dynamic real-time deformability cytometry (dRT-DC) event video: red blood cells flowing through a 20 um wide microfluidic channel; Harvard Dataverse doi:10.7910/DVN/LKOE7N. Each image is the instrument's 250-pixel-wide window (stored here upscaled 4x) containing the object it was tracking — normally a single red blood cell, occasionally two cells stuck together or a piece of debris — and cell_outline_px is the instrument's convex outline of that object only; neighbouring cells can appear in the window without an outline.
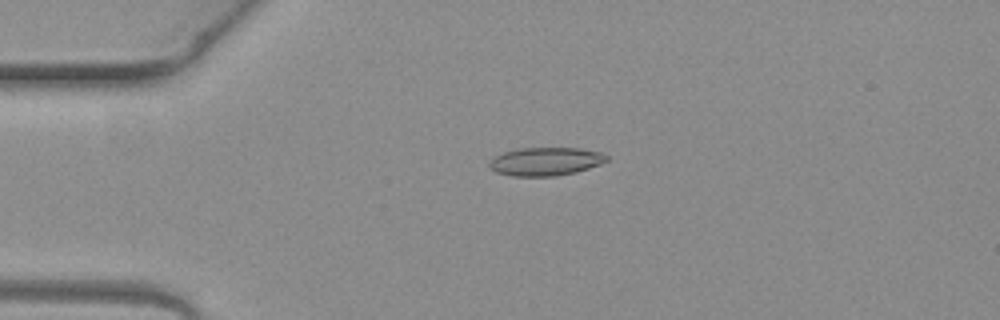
{"species": "common noctule bat (a hibernating species)", "species_latin": "Nyctalus noctula", "temperature_condition": "warm", "stored_images_in_passage": 2, "camera_frame_rate_fps": 3000, "um_per_image_px": 0.085, "animal": {"sex": "female", "body_mass_g": 19.3, "forearm_length_mm": 54.1}, "frame": {"image": 1, "passage_image": 2, "time_ms": 0.333, "image_size_px": [1000, 320], "cell_outline_px": [[608, 160], [600, 164], [576, 172], [556, 176], [512, 176], [496, 172], [488, 168], [488, 164], [496, 156], [504, 152], [520, 148], [580, 148], [600, 152], [608, 156]], "centroid_in_image_um": [46.37, 13.73], "position_along_channel_um": 38.6, "area_um2": 19.31}}